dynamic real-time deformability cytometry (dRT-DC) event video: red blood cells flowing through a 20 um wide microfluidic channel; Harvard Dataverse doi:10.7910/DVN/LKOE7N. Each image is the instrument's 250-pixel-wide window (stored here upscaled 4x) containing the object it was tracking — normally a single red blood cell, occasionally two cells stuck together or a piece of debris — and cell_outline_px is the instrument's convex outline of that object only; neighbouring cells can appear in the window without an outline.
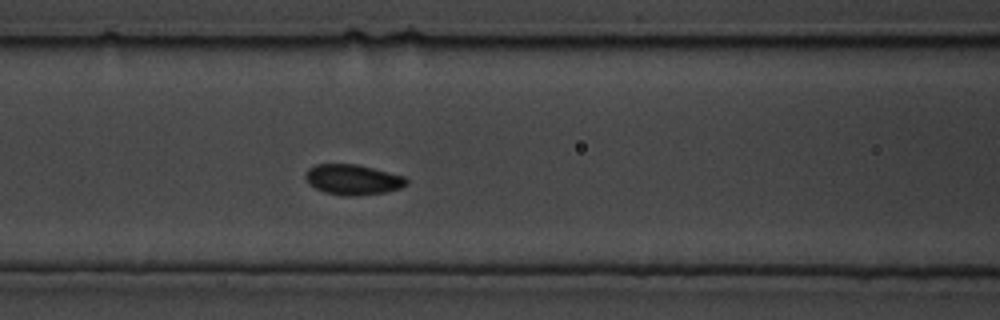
{"species": "common noctule bat (a hibernating species)", "species_latin": "Nyctalus noctula", "temperature_condition": "cold", "stored_images_in_passage": 8, "camera_frame_rate_fps": 3000, "um_per_image_px": 0.085, "animal": {"sex": "male", "body_mass_g": 19.5, "forearm_length_mm": 54.6}, "frame": {"image": 1, "passage_image": 8, "time_ms": 2.333, "image_size_px": [1000, 320], "cell_outline_px": [[408, 184], [400, 188], [384, 192], [352, 196], [344, 196], [324, 192], [308, 184], [304, 176], [308, 168], [316, 164], [356, 164], [404, 176], [408, 180]], "centroid_in_image_um": [29.96, 15.26], "position_along_channel_um": 136.6, "area_um2": 17.8}}